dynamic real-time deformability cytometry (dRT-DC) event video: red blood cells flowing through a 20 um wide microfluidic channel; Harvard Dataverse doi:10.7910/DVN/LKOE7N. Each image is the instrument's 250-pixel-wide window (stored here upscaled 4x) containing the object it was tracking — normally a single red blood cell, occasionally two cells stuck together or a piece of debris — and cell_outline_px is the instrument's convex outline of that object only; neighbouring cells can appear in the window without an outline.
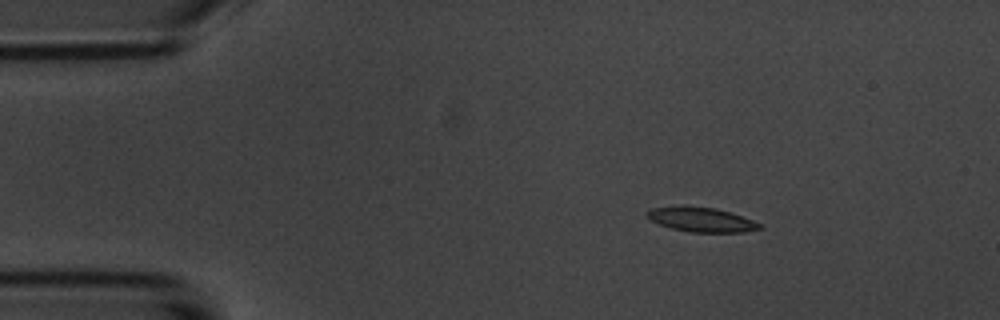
{"species": "common noctule bat (a hibernating species)", "species_latin": "Nyctalus noctula", "temperature_condition": "room temperature", "stored_images_in_passage": 4, "camera_frame_rate_fps": 3000, "um_per_image_px": 0.085, "animal": {"sex": "male", "body_mass_g": 20.1, "forearm_length_mm": 53.5}, "frame": {"image": 1, "passage_image": 2, "time_ms": 1.333, "image_size_px": [1000, 320], "cell_outline_px": [[764, 228], [744, 232], [692, 232], [672, 228], [660, 224], [652, 220], [644, 212], [652, 208], [680, 204], [716, 208], [764, 224]], "centroid_in_image_um": [59.61, 18.64], "position_along_channel_um": 25.4, "area_um2": 16.24}}